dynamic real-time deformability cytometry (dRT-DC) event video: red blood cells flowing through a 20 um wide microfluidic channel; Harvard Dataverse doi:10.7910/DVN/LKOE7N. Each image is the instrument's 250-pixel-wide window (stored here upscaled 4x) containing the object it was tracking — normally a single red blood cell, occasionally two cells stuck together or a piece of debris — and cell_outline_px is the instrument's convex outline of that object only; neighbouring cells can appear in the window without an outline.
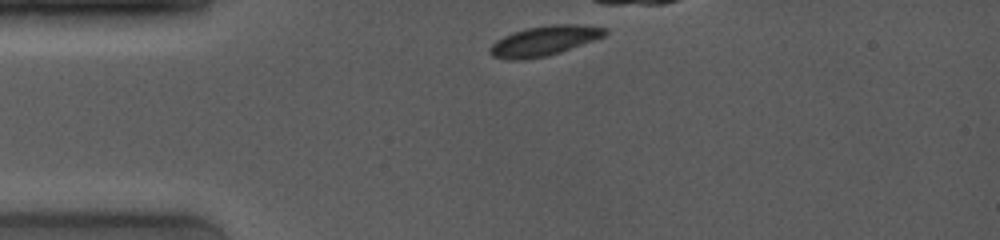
{"species": "common noctule bat (a hibernating species)", "species_latin": "Nyctalus noctula", "temperature_condition": "room temperature", "stored_images_in_passage": 35, "camera_frame_rate_fps": 4000, "um_per_image_px": 0.085, "animal": {"sex": "female", "body_mass_g": 19.0, "forearm_length_mm": 53.3}, "frame": {"image": 1, "passage_image": 1, "time_ms": 0.0, "image_size_px": [1000, 240], "cell_outline_px": [[608, 32], [604, 36], [560, 52], [548, 56], [524, 60], [512, 60], [492, 56], [488, 52], [488, 48], [496, 40], [512, 32], [528, 28], [552, 24], [576, 24], [604, 28]], "centroid_in_image_um": [46.2, 3.48], "position_along_channel_um": 38.8, "area_um2": 19.88}}
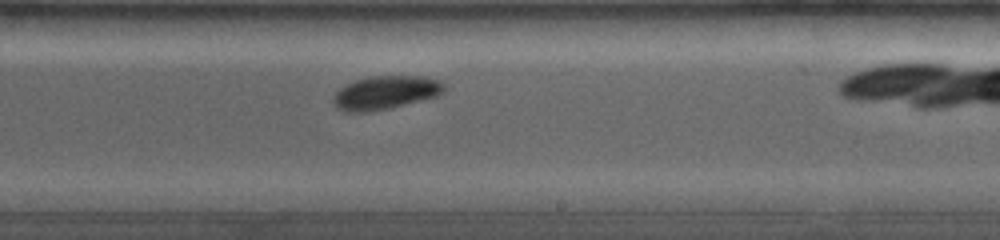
{"frame": {"image": 2, "passage_image": 21, "time_ms": 6.25, "image_size_px": [1000, 240], "cell_outline_px": [[444, 92], [436, 96], [388, 108], [368, 112], [344, 112], [336, 108], [332, 100], [336, 92], [340, 88], [356, 80], [372, 76], [424, 76], [440, 80], [444, 84]], "centroid_in_image_um": [32.75, 7.87], "position_along_channel_um": 256.3, "area_um2": 21.44}}
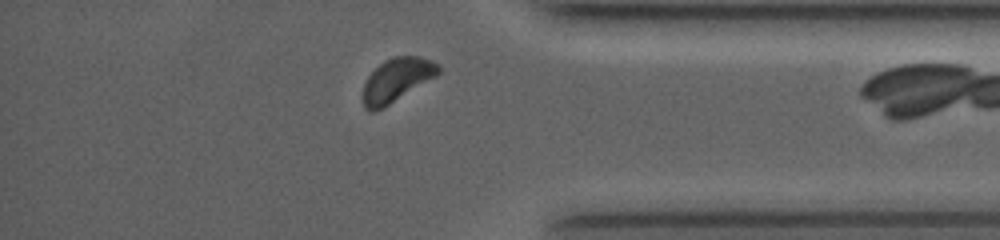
{"frame": {"image": 3, "passage_image": 32, "time_ms": 10.0, "image_size_px": [1000, 240], "cell_outline_px": [[440, 72], [436, 76], [384, 108], [372, 112], [368, 112], [364, 108], [364, 84], [368, 76], [384, 60], [392, 56], [420, 56], [432, 60], [440, 64]], "centroid_in_image_um": [33.74, 6.79], "position_along_channel_um": 401.5, "area_um2": 19.19}, "authors_computed_cell_mechanics": {"area_um2": 20.6924, "velocity_mm_per_s": 3.9791, "shape_relaxation_time_tau1_ms": 2.554, "shape_relaxation_time_tau2_ms": null, "deformation_change_tau1": 0.0677, "deformation_change_tau2": null}}